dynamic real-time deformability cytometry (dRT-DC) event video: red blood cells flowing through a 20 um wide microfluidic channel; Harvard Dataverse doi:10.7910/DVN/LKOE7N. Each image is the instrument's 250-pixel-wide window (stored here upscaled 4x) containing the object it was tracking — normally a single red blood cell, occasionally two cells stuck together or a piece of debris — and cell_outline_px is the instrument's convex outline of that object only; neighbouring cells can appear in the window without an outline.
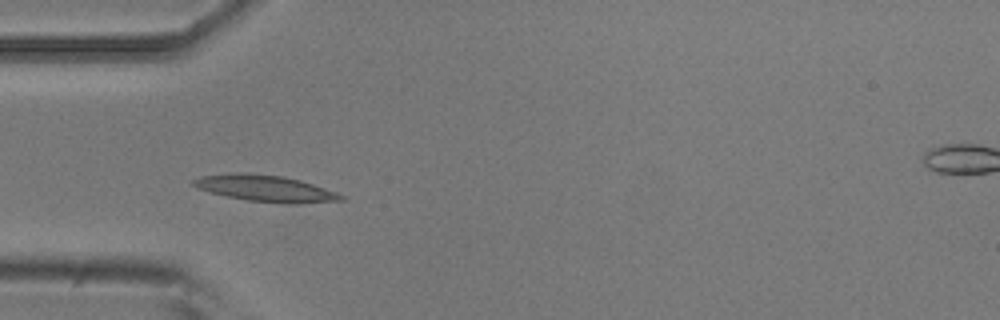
{"species": "common noctule bat (a hibernating species)", "species_latin": "Nyctalus noctula", "temperature_condition": "room temperature", "stored_images_in_passage": 5, "camera_frame_rate_fps": 3000, "um_per_image_px": 0.085, "animal": {"sex": "male", "body_mass_g": 20.5, "forearm_length_mm": 52.5}, "frame": {"image": 1, "passage_image": 4, "time_ms": 1.0, "image_size_px": [1000, 320], "cell_outline_px": [[344, 200], [296, 204], [292, 204], [248, 200], [228, 196], [196, 188], [192, 184], [192, 180], [200, 176], [240, 172], [284, 176], [300, 180], [336, 192], [344, 196]], "centroid_in_image_um": [22.56, 16.01], "position_along_channel_um": 62.4, "area_um2": 22.48}}
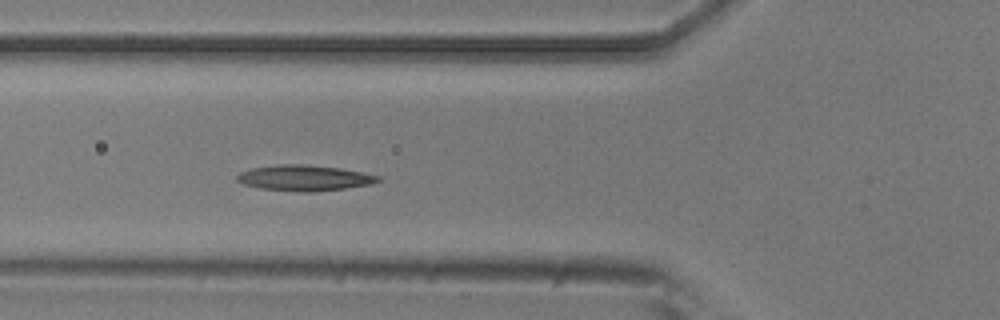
{"frame": {"image": 2, "passage_image": 5, "time_ms": 1.333, "image_size_px": [1000, 320], "cell_outline_px": [[380, 180], [372, 184], [344, 188], [312, 192], [300, 192], [260, 188], [244, 184], [236, 180], [236, 176], [240, 172], [252, 168], [280, 164], [300, 164], [340, 168], [380, 176]], "centroid_in_image_um": [25.85, 15.12], "position_along_channel_um": 100.0, "area_um2": 20.92}}